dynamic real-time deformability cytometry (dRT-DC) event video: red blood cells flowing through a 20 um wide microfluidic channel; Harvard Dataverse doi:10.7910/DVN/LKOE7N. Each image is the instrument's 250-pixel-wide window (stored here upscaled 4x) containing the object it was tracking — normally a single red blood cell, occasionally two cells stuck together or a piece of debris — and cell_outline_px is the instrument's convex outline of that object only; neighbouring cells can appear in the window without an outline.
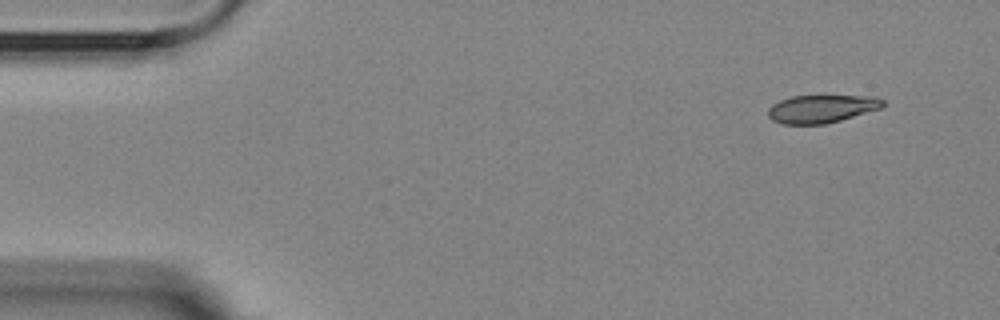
{"species": "Egyptian fruit bat (a non-hibernating species)", "species_latin": "Rousettus aegyptiacus", "temperature_condition": "room temperature", "stored_images_in_passage": 4, "camera_frame_rate_fps": 3000, "um_per_image_px": 0.085, "animal": {"sex": "female"}, "frame": {"image": 1, "passage_image": 1, "time_ms": 0.0, "image_size_px": [1000, 320], "cell_outline_px": [[884, 104], [880, 108], [840, 120], [824, 124], [780, 124], [772, 120], [768, 116], [768, 108], [772, 104], [780, 100], [792, 96], [876, 96], [884, 100]], "centroid_in_image_um": [69.8, 9.24], "position_along_channel_um": 15.2, "area_um2": 18.61}}
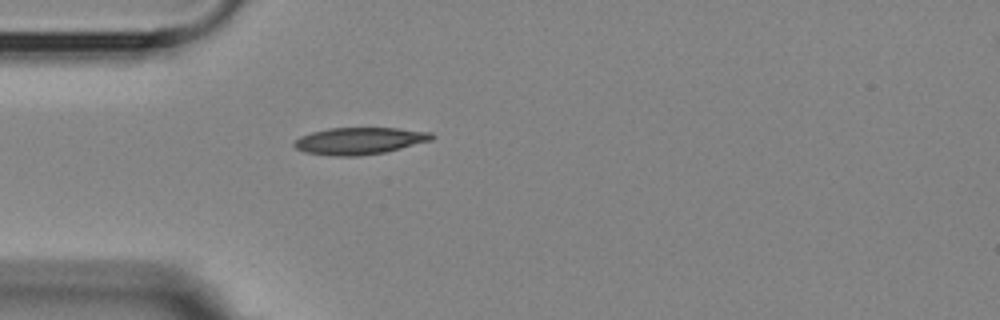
{"frame": {"image": 2, "passage_image": 4, "time_ms": 3.667, "image_size_px": [1000, 320], "cell_outline_px": [[436, 136], [432, 140], [384, 152], [360, 156], [336, 156], [304, 152], [296, 148], [292, 144], [300, 136], [312, 132], [328, 128], [400, 128], [432, 132]], "centroid_in_image_um": [30.57, 11.97], "position_along_channel_um": 54.4, "area_um2": 21.62}}